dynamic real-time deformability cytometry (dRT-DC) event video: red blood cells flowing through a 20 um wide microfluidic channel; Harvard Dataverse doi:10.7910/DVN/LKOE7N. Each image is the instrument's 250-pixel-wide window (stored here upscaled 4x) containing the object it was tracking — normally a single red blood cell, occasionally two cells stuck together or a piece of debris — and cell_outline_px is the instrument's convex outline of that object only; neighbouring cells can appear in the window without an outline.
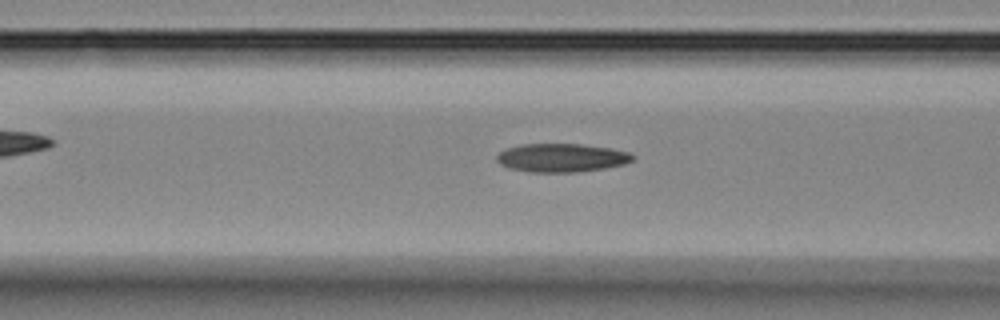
{"species": "Egyptian fruit bat (a non-hibernating species)", "species_latin": "Rousettus aegyptiacus", "temperature_condition": "room temperature", "stored_images_in_passage": 6, "camera_frame_rate_fps": 3000, "um_per_image_px": 0.085, "animal": {"sex": "female"}, "frame": {"image": 1, "passage_image": 5, "time_ms": 5.667, "image_size_px": [1000, 320], "cell_outline_px": [[636, 156], [632, 160], [624, 164], [604, 168], [580, 172], [528, 172], [508, 168], [500, 164], [496, 160], [496, 156], [500, 152], [508, 148], [520, 144], [580, 144], [608, 148], [628, 152]], "centroid_in_image_um": [47.71, 13.42], "position_along_channel_um": 118.9, "area_um2": 22.54}}
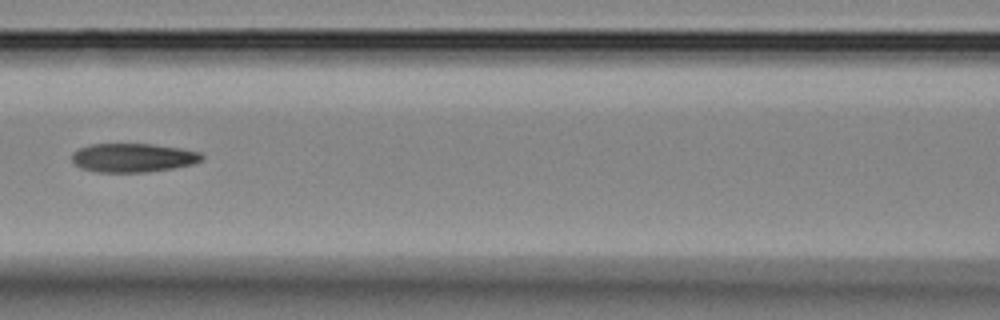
{"frame": {"image": 2, "passage_image": 6, "time_ms": 6.667, "image_size_px": [1000, 320], "cell_outline_px": [[204, 160], [192, 164], [172, 168], [148, 172], [96, 172], [80, 168], [72, 160], [72, 152], [80, 148], [92, 144], [152, 144], [180, 148], [200, 152], [204, 156]], "centroid_in_image_um": [11.32, 13.41], "position_along_channel_um": 155.3, "area_um2": 21.85}}